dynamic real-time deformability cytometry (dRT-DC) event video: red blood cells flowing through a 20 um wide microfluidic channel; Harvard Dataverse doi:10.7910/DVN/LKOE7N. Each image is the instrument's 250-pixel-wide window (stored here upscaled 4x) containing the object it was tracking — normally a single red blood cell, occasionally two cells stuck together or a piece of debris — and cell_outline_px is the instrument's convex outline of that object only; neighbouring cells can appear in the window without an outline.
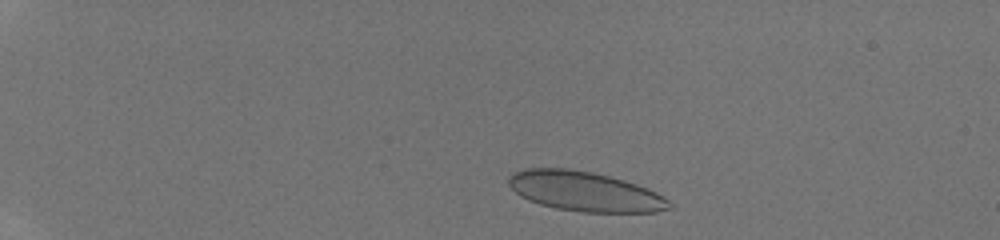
{"species": "human", "species_latin": "Homo sapiens", "temperature_condition": "room temperature", "stored_images_in_passage": 38, "camera_frame_rate_fps": 3000, "um_per_image_px": 0.085, "donor": {"sex": "male"}, "frame": {"image": 1, "passage_image": 3, "time_ms": 0.667, "image_size_px": [1000, 240], "cell_outline_px": [[676, 208], [656, 212], [580, 212], [556, 208], [540, 204], [528, 200], [520, 196], [508, 184], [508, 176], [512, 172], [524, 168], [568, 168], [592, 172], [624, 180], [648, 188], [664, 196]], "centroid_in_image_um": [49.72, 16.27], "position_along_channel_um": 35.3, "area_um2": 37.45}}
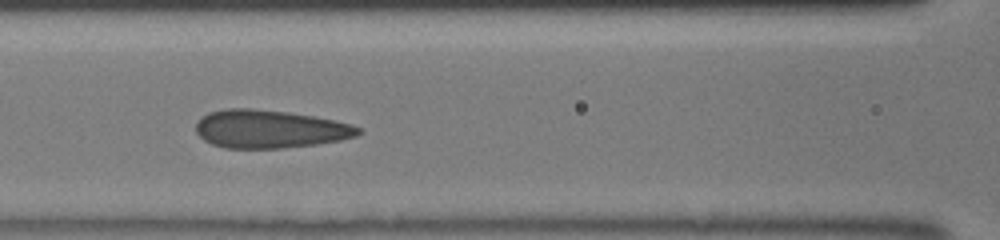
{"frame": {"image": 2, "passage_image": 16, "time_ms": 5.0, "image_size_px": [1000, 240], "cell_outline_px": [[364, 132], [356, 136], [340, 140], [316, 144], [280, 148], [224, 148], [212, 144], [204, 140], [196, 132], [196, 120], [200, 116], [208, 112], [224, 108], [252, 108], [288, 112], [312, 116], [352, 124], [360, 128]], "centroid_in_image_um": [22.89, 10.96], "position_along_channel_um": 143.7, "area_um2": 36.24}}
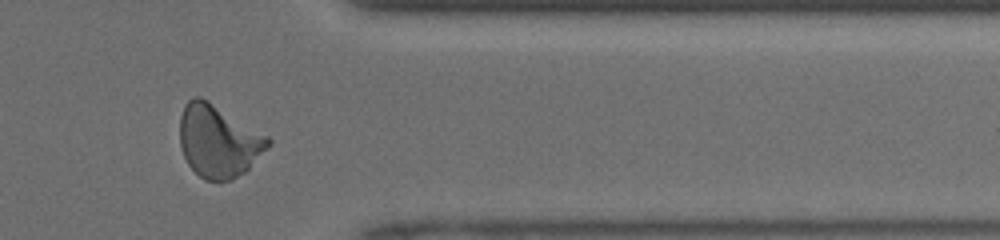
{"frame": {"image": 3, "passage_image": 32, "time_ms": 10.333, "image_size_px": [1000, 240], "cell_outline_px": [[272, 144], [244, 172], [232, 180], [204, 180], [188, 164], [180, 148], [180, 116], [184, 104], [188, 100], [196, 96], [200, 96], [208, 100], [268, 136], [272, 140]], "centroid_in_image_um": [18.56, 11.98], "position_along_channel_um": 392.8, "area_um2": 37.17}}